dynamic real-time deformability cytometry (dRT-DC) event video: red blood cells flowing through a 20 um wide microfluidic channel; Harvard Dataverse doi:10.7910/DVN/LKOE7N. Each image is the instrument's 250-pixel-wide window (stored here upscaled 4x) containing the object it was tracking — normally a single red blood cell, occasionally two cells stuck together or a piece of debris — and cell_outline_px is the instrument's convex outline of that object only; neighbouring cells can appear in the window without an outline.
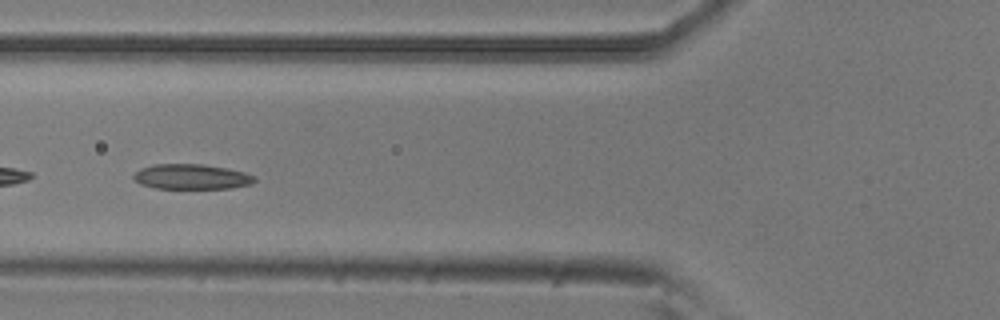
{"species": "common noctule bat (a hibernating species)", "species_latin": "Nyctalus noctula", "temperature_condition": "room temperature", "stored_images_in_passage": 30, "camera_frame_rate_fps": 3000, "um_per_image_px": 0.085, "animal": {"sex": "male", "body_mass_g": 20.5, "forearm_length_mm": 52.5}, "frame": {"image": 1, "passage_image": 9, "time_ms": 2.667, "image_size_px": [1000, 320], "cell_outline_px": [[256, 180], [252, 184], [232, 188], [156, 188], [140, 184], [132, 180], [132, 176], [140, 168], [152, 164], [204, 164], [228, 168], [244, 172], [256, 176]], "centroid_in_image_um": [16.27, 15.01], "position_along_channel_um": 109.5, "area_um2": 17.92}}
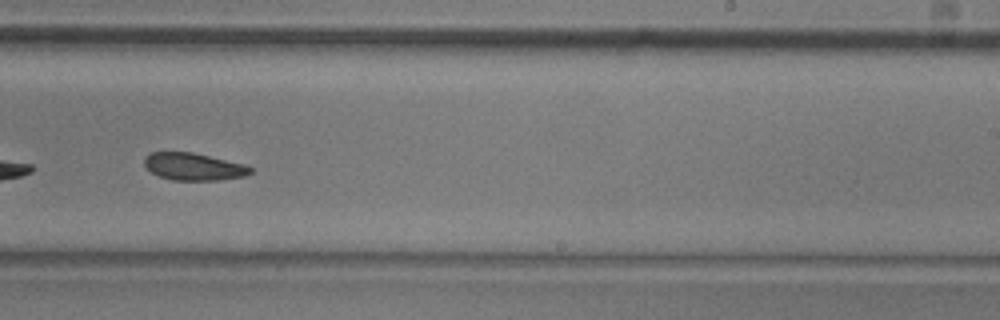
{"frame": {"image": 2, "passage_image": 22, "time_ms": 7.0, "image_size_px": [1000, 320], "cell_outline_px": [[252, 172], [244, 176], [216, 180], [172, 180], [160, 176], [152, 172], [144, 164], [144, 156], [152, 152], [192, 152], [244, 164], [252, 168]], "centroid_in_image_um": [16.44, 14.16], "position_along_channel_um": 272.6, "area_um2": 16.7}, "authors_computed_cell_mechanics": {"area_um2": 17.918, "velocity_mm_per_s": 3.7588, "shape_relaxation_time_tau1_ms": 4.7555, "shape_relaxation_time_tau2_ms": 5.5016, "deformation_change_tau1": 0.1015, "deformation_change_tau2": 0.1094}}